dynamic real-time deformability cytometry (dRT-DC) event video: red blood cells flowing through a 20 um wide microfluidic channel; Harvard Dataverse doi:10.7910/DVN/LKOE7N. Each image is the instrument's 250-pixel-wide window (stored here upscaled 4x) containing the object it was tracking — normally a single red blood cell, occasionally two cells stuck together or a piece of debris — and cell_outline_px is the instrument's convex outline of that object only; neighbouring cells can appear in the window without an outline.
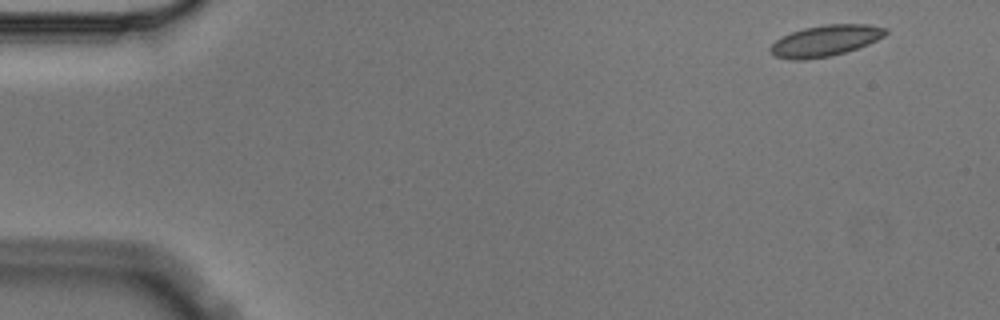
{"species": "Egyptian fruit bat (a non-hibernating species)", "species_latin": "Rousettus aegyptiacus", "temperature_condition": "cold", "stored_images_in_passage": 14, "camera_frame_rate_fps": 3000, "um_per_image_px": 0.085, "animal": {"sex": "male"}, "frame": {"image": 1, "passage_image": 1, "time_ms": 0.0, "image_size_px": [1000, 320], "cell_outline_px": [[888, 32], [884, 36], [868, 44], [832, 56], [804, 60], [792, 60], [776, 56], [768, 48], [776, 40], [792, 32], [804, 28], [824, 24], [868, 24], [888, 28]], "centroid_in_image_um": [70.17, 3.45], "position_along_channel_um": 14.8, "area_um2": 20.81}}
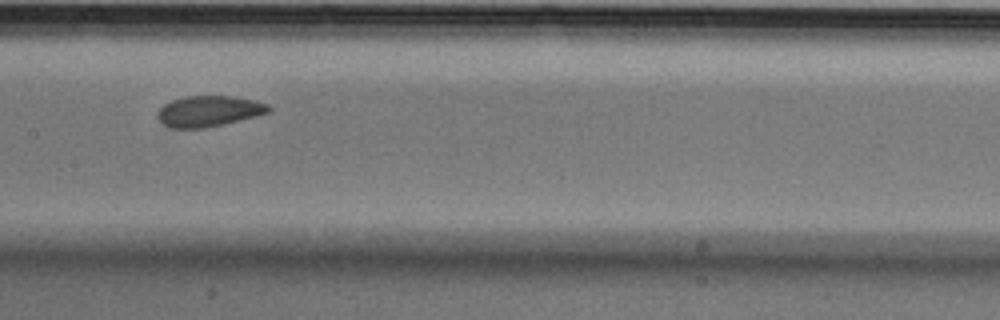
{"frame": {"image": 2, "passage_image": 7, "time_ms": 2.0, "image_size_px": [1000, 320], "cell_outline_px": [[272, 108], [268, 112], [256, 116], [224, 124], [204, 128], [168, 128], [160, 124], [156, 116], [156, 112], [164, 104], [172, 100], [184, 96], [232, 96], [252, 100], [268, 104]], "centroid_in_image_um": [17.68, 9.46], "position_along_channel_um": 189.7, "area_um2": 20.11}}
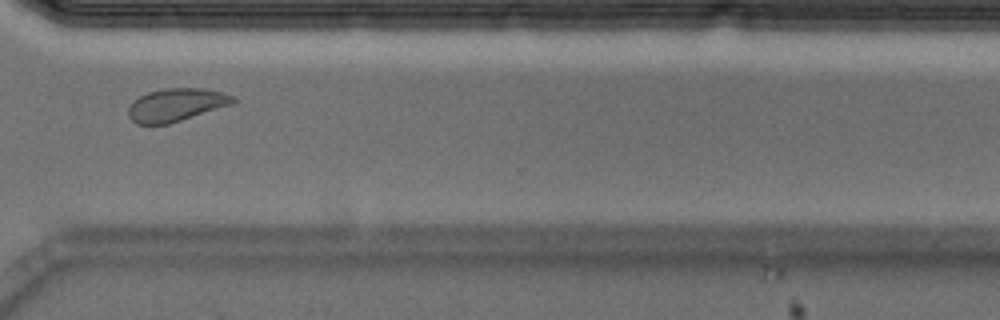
{"frame": {"image": 3, "passage_image": 11, "time_ms": 3.333, "image_size_px": [1000, 320], "cell_outline_px": [[236, 104], [168, 124], [136, 124], [128, 116], [128, 108], [140, 96], [148, 92], [164, 88], [204, 88], [224, 92], [232, 96], [236, 100]], "centroid_in_image_um": [15.03, 8.91], "position_along_channel_um": 355.6, "area_um2": 20.23}}